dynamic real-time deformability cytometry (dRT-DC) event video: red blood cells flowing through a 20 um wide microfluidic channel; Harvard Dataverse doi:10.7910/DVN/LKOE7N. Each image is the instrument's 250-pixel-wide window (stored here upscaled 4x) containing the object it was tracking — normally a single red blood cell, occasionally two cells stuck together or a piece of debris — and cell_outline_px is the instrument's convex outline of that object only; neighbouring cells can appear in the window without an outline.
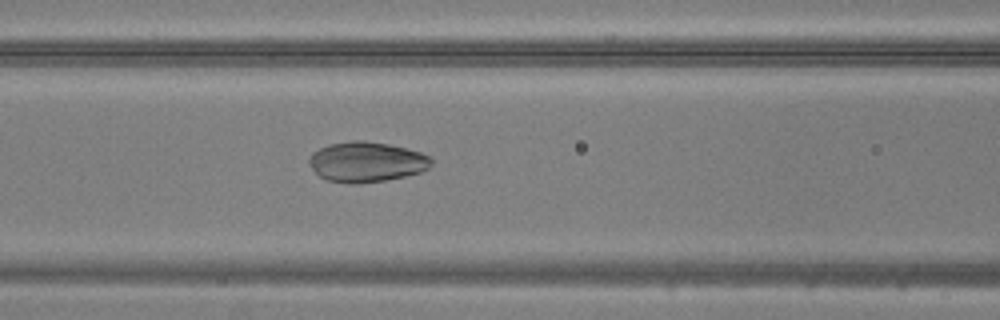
{"species": "common noctule bat (a hibernating species)", "species_latin": "Nyctalus noctula", "temperature_condition": "warm", "stored_images_in_passage": 48, "camera_frame_rate_fps": 3000, "um_per_image_px": 0.085, "animal": {"sex": "male", "body_mass_g": 20.5, "forearm_length_mm": 52.5}, "frame": {"image": 1, "passage_image": 20, "time_ms": 6.333, "image_size_px": [1000, 320], "cell_outline_px": [[432, 164], [428, 168], [420, 172], [404, 176], [384, 180], [356, 184], [352, 184], [328, 180], [320, 176], [312, 168], [308, 160], [308, 156], [312, 152], [328, 144], [352, 140], [364, 140], [388, 144], [420, 152], [432, 156]], "centroid_in_image_um": [31.14, 13.75], "position_along_channel_um": 135.5, "area_um2": 28.61}}
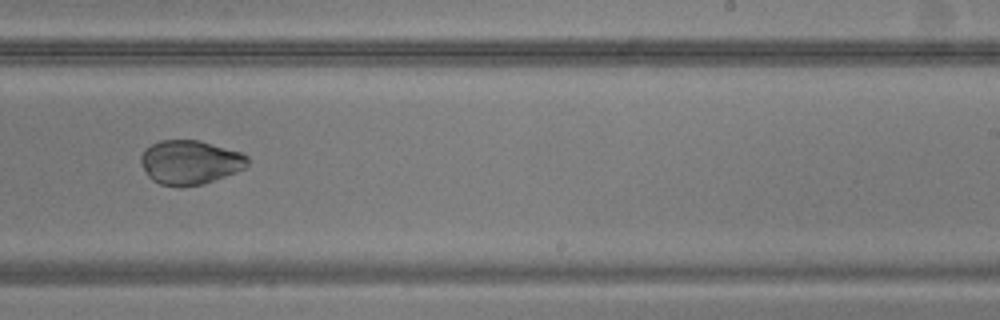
{"frame": {"image": 2, "passage_image": 30, "time_ms": 9.667, "image_size_px": [1000, 320], "cell_outline_px": [[248, 164], [244, 168], [236, 172], [204, 184], [180, 188], [160, 184], [152, 180], [148, 176], [140, 160], [140, 156], [144, 148], [160, 140], [200, 140], [240, 152], [248, 156]], "centroid_in_image_um": [16.14, 13.8], "position_along_channel_um": 272.9, "area_um2": 27.69}}
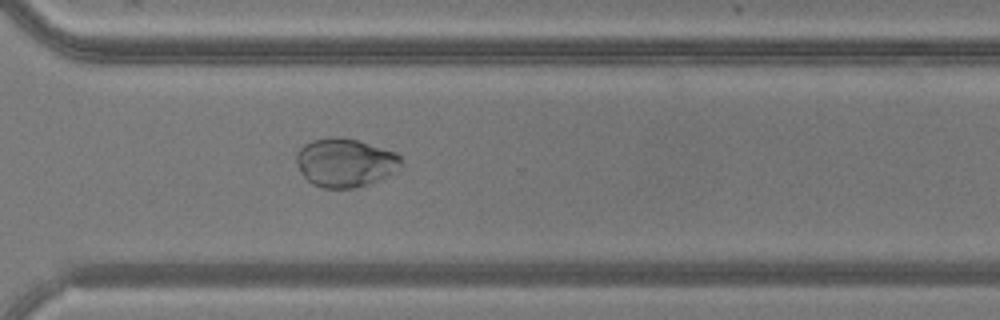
{"frame": {"image": 3, "passage_image": 35, "time_ms": 11.333, "image_size_px": [1000, 320], "cell_outline_px": [[404, 160], [400, 168], [368, 184], [352, 188], [324, 188], [312, 184], [300, 172], [296, 164], [296, 152], [304, 144], [312, 140], [328, 136], [336, 136], [360, 140], [396, 152]], "centroid_in_image_um": [29.32, 13.79], "position_along_channel_um": 341.3, "area_um2": 29.88}}